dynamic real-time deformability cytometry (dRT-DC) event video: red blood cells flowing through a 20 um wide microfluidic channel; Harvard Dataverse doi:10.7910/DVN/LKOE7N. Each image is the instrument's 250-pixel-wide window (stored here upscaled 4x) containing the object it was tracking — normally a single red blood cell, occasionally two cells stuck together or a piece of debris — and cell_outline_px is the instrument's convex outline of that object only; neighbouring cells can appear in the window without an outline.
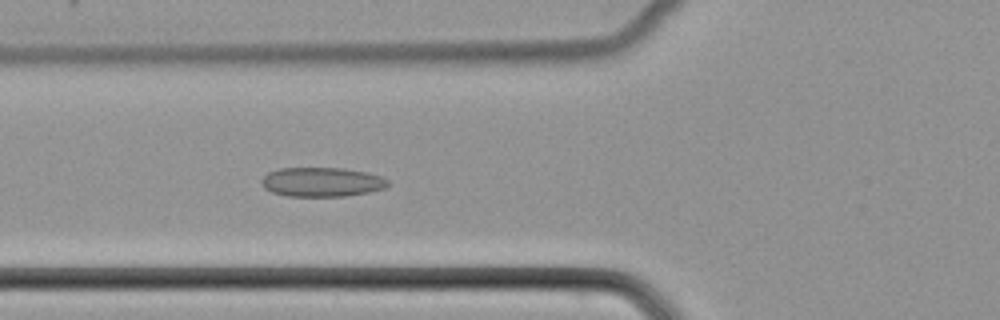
{"species": "common noctule bat (a hibernating species)", "species_latin": "Nyctalus noctula", "temperature_condition": "cold", "stored_images_in_passage": 38, "camera_frame_rate_fps": 3000, "um_per_image_px": 0.085, "animal": {"sex": "female", "body_mass_g": 22.7, "forearm_length_mm": 54.2}, "frame": {"image": 1, "passage_image": 6, "time_ms": 1.667, "image_size_px": [1000, 320], "cell_outline_px": [[388, 188], [368, 192], [344, 196], [288, 196], [272, 192], [264, 188], [260, 180], [268, 172], [280, 168], [344, 168], [368, 172], [380, 176], [388, 180]], "centroid_in_image_um": [27.36, 15.46], "position_along_channel_um": 98.4, "area_um2": 21.68}}
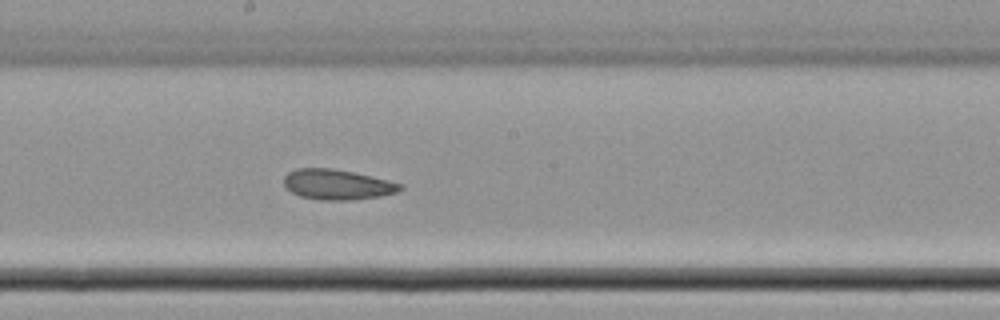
{"frame": {"image": 2, "passage_image": 15, "time_ms": 4.667, "image_size_px": [1000, 320], "cell_outline_px": [[404, 188], [396, 192], [380, 196], [352, 200], [320, 200], [300, 196], [292, 192], [284, 184], [284, 176], [288, 172], [296, 168], [332, 168], [372, 176], [404, 184]], "centroid_in_image_um": [28.68, 15.68], "position_along_channel_um": 219.5, "area_um2": 20.52}}
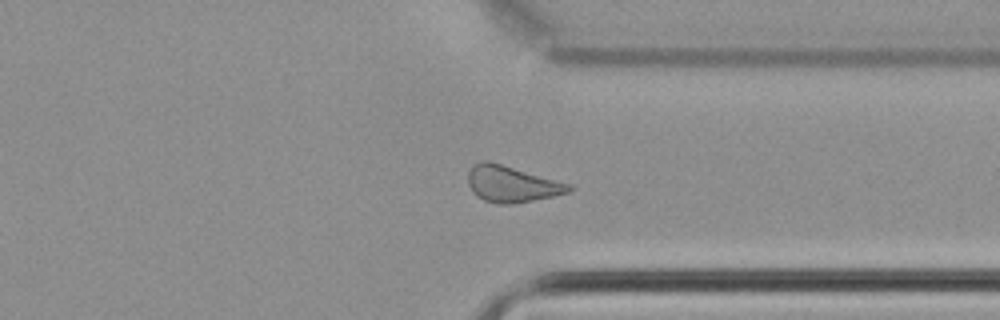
{"frame": {"image": 3, "passage_image": 26, "time_ms": 8.333, "image_size_px": [1000, 320], "cell_outline_px": [[572, 192], [512, 204], [500, 204], [484, 200], [476, 196], [472, 192], [468, 184], [468, 172], [472, 164], [480, 160], [488, 160], [572, 184]], "centroid_in_image_um": [43.47, 15.62], "position_along_channel_um": 367.9, "area_um2": 21.5}}